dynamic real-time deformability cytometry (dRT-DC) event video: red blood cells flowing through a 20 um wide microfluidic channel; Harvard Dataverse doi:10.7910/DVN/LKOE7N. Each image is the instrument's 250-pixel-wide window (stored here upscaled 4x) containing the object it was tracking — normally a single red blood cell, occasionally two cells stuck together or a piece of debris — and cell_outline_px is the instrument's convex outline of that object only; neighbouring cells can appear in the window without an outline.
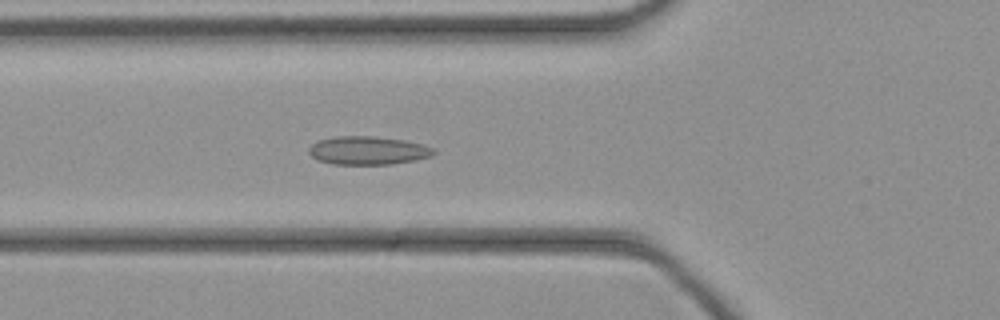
{"species": "common noctule bat (a hibernating species)", "species_latin": "Nyctalus noctula", "temperature_condition": "cold", "stored_images_in_passage": 39, "camera_frame_rate_fps": 3000, "um_per_image_px": 0.085, "animal": {"sex": "female", "body_mass_g": 21.9}, "frame": {"image": 1, "passage_image": 10, "time_ms": 3.0, "image_size_px": [1000, 320], "cell_outline_px": [[436, 152], [432, 156], [416, 160], [392, 164], [332, 164], [316, 160], [308, 152], [308, 148], [316, 140], [336, 136], [376, 136], [404, 140], [424, 144], [432, 148]], "centroid_in_image_um": [31.26, 12.79], "position_along_channel_um": 94.5, "area_um2": 20.87}}
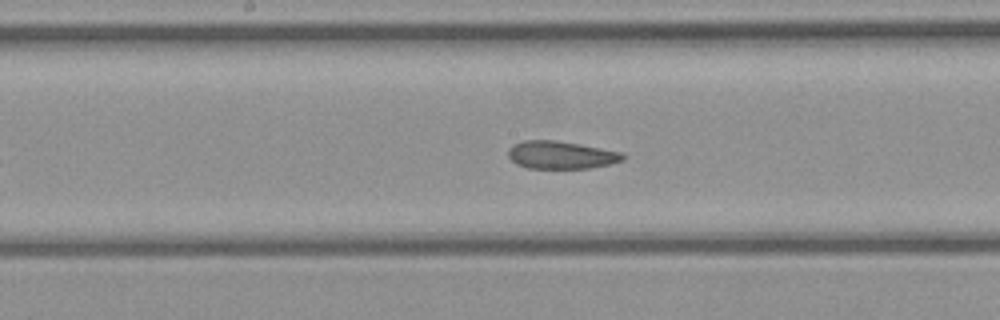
{"frame": {"image": 2, "passage_image": 17, "time_ms": 5.333, "image_size_px": [1000, 320], "cell_outline_px": [[628, 156], [624, 160], [592, 168], [528, 168], [516, 164], [508, 156], [508, 148], [512, 144], [524, 140], [556, 140], [580, 144], [624, 152]], "centroid_in_image_um": [47.71, 13.16], "position_along_channel_um": 200.5, "area_um2": 18.79}}
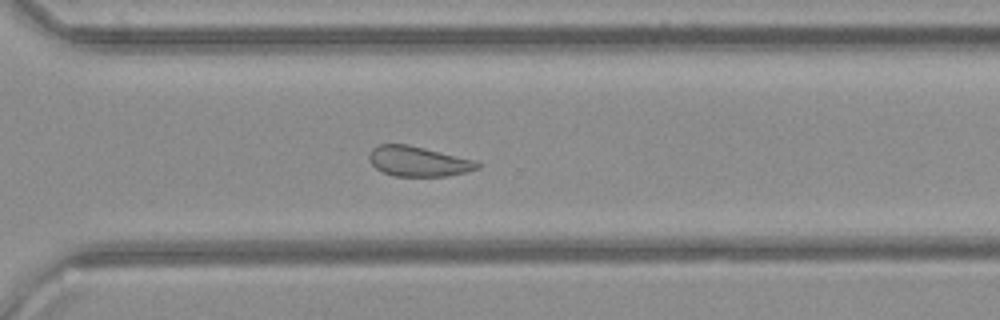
{"frame": {"image": 3, "passage_image": 26, "time_ms": 8.333, "image_size_px": [1000, 320], "cell_outline_px": [[480, 168], [468, 172], [448, 176], [396, 176], [384, 172], [376, 168], [368, 160], [368, 152], [372, 148], [380, 144], [408, 144], [476, 160], [480, 164]], "centroid_in_image_um": [35.56, 13.71], "position_along_channel_um": 335.0, "area_um2": 19.13}}